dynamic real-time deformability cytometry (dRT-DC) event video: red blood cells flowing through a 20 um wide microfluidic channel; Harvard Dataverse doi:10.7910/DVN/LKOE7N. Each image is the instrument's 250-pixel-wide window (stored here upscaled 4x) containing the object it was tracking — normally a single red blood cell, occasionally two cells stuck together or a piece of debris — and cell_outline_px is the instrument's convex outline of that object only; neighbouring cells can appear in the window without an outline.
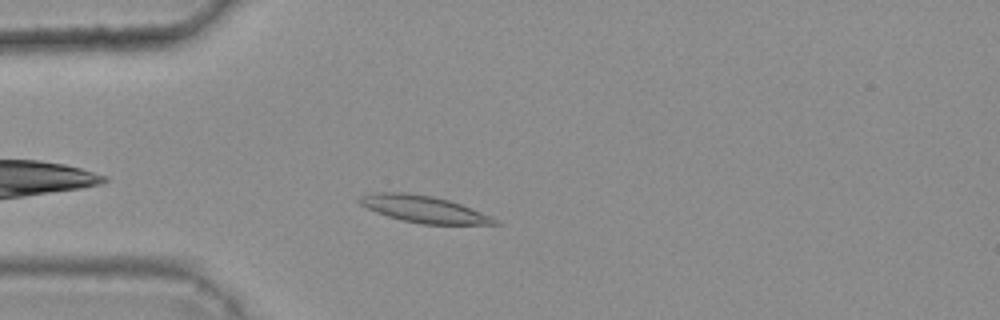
{"species": "common noctule bat (a hibernating species)", "species_latin": "Nyctalus noctula", "temperature_condition": "warm", "stored_images_in_passage": 28, "camera_frame_rate_fps": 3000, "um_per_image_px": 0.085, "animal": {"sex": "female", "body_mass_g": 25.1}, "frame": {"image": 1, "passage_image": 6, "time_ms": 1.667, "image_size_px": [1000, 320], "cell_outline_px": [[500, 224], [420, 224], [400, 220], [376, 212], [360, 204], [356, 200], [360, 196], [372, 192], [408, 192], [432, 196], [448, 200], [460, 204], [492, 216], [500, 220]], "centroid_in_image_um": [36.0, 17.77], "position_along_channel_um": 49.0, "area_um2": 21.21}}
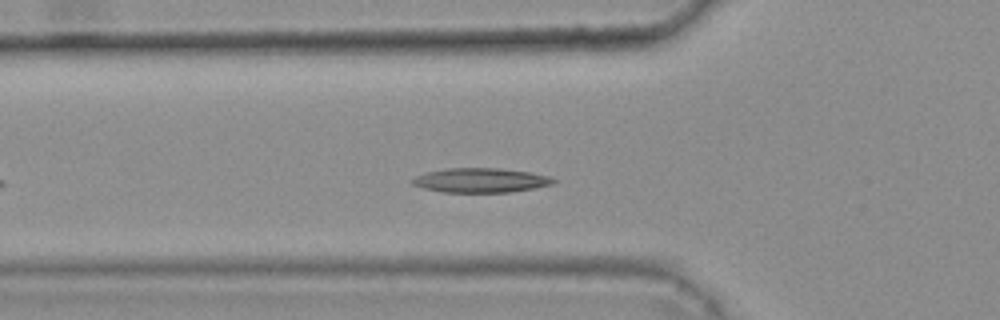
{"frame": {"image": 2, "passage_image": 10, "time_ms": 3.0, "image_size_px": [1000, 320], "cell_outline_px": [[556, 184], [536, 188], [512, 192], [440, 192], [424, 188], [412, 184], [412, 180], [416, 176], [428, 172], [448, 168], [496, 168], [528, 172], [548, 176], [556, 180]], "centroid_in_image_um": [40.89, 15.33], "position_along_channel_um": 84.9, "area_um2": 20.0}}
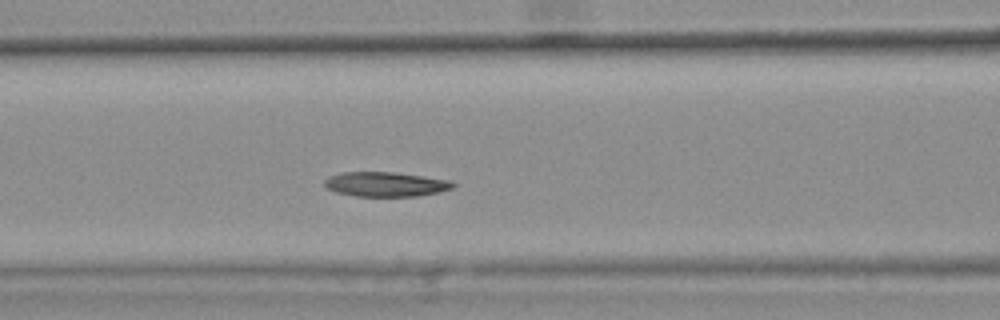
{"frame": {"image": 3, "passage_image": 14, "time_ms": 4.333, "image_size_px": [1000, 320], "cell_outline_px": [[456, 184], [452, 188], [440, 192], [416, 196], [356, 196], [336, 192], [328, 188], [324, 184], [324, 180], [328, 176], [340, 172], [392, 172], [424, 176], [448, 180]], "centroid_in_image_um": [32.76, 15.65], "position_along_channel_um": 133.8, "area_um2": 18.38}}